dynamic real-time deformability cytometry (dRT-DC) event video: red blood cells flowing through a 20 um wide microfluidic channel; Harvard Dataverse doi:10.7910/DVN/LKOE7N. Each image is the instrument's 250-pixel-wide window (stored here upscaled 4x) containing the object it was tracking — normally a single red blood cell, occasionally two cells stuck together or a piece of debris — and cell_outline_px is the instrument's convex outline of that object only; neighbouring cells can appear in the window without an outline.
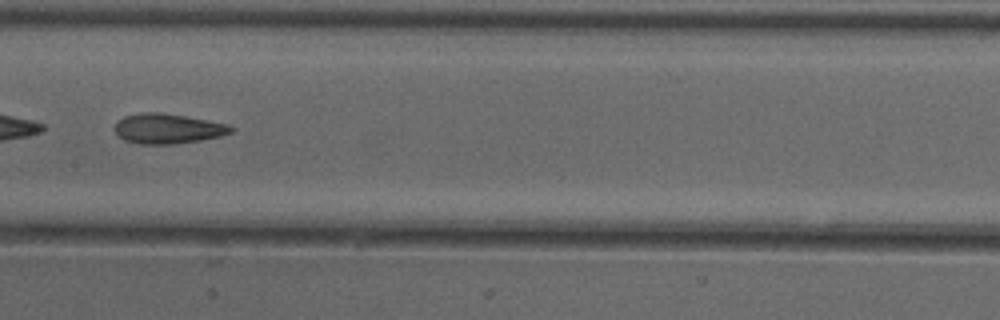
{"species": "common noctule bat (a hibernating species)", "species_latin": "Nyctalus noctula", "temperature_condition": "cold", "stored_images_in_passage": 35, "camera_frame_rate_fps": 3000, "um_per_image_px": 0.085, "animal": {"sex": "female"}, "frame": {"image": 1, "passage_image": 11, "time_ms": 3.333, "image_size_px": [1000, 320], "cell_outline_px": [[236, 128], [232, 132], [220, 136], [200, 140], [172, 144], [140, 144], [124, 140], [116, 132], [116, 120], [124, 116], [144, 112], [160, 112], [184, 116], [228, 124]], "centroid_in_image_um": [14.26, 10.93], "position_along_channel_um": 193.1, "area_um2": 20.17}}
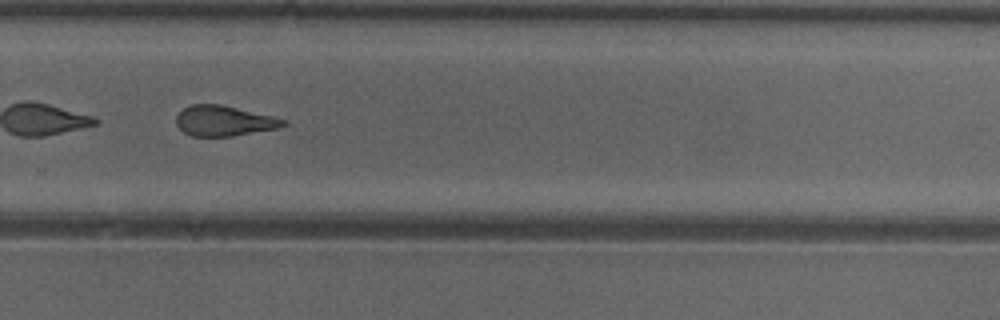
{"frame": {"image": 2, "passage_image": 20, "time_ms": 6.333, "image_size_px": [1000, 320], "cell_outline_px": [[288, 124], [276, 128], [232, 136], [192, 136], [184, 132], [176, 124], [176, 116], [184, 108], [192, 104], [220, 104], [276, 116], [288, 120]], "centroid_in_image_um": [19.07, 10.26], "position_along_channel_um": 310.7, "area_um2": 18.96}, "authors_computed_cell_mechanics": {"area_um2": 19.941, "velocity_mm_per_s": 3.9474, "shape_relaxation_time_tau1_ms": null, "shape_relaxation_time_tau2_ms": 2.2297, "deformation_change_tau1": null, "deformation_change_tau2": 0.1099}}